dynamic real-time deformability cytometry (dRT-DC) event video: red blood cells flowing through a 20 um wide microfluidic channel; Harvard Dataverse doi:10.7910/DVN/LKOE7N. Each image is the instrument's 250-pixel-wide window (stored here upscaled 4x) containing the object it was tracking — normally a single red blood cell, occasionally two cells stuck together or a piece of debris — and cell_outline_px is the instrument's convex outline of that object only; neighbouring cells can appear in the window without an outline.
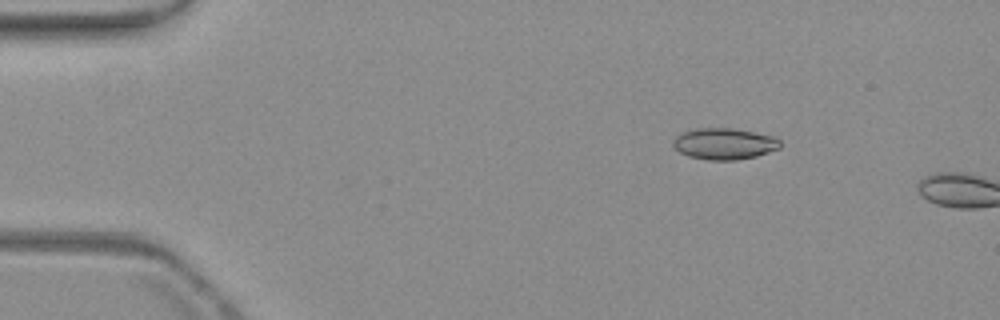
{"species": "common noctule bat (a hibernating species)", "species_latin": "Nyctalus noctula", "temperature_condition": "warm", "stored_images_in_passage": 4, "camera_frame_rate_fps": 3000, "um_per_image_px": 0.085, "animal": {"sex": "female", "body_mass_g": 19.3, "forearm_length_mm": 54.1}, "frame": {"image": 1, "passage_image": 3, "time_ms": 2.333, "image_size_px": [1000, 320], "cell_outline_px": [[780, 148], [756, 156], [736, 160], [708, 160], [688, 156], [680, 152], [672, 144], [672, 140], [680, 132], [696, 128], [732, 128], [772, 136], [780, 140]], "centroid_in_image_um": [61.52, 12.22], "position_along_channel_um": 23.5, "area_um2": 19.54}}